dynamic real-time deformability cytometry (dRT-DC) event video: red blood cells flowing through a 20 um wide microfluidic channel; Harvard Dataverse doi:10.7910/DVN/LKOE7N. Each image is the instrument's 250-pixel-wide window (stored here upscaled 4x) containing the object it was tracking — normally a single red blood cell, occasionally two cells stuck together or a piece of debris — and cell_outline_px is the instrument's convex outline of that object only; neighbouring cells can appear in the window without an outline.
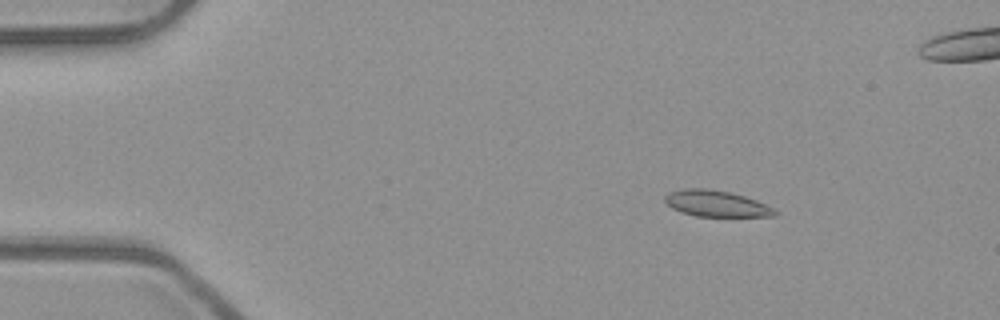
{"species": "common noctule bat (a hibernating species)", "species_latin": "Nyctalus noctula", "temperature_condition": "room temperature", "stored_images_in_passage": 5, "camera_frame_rate_fps": 3000, "um_per_image_px": 0.085, "animal": {"sex": "male", "body_mass_g": 23.1, "forearm_length_mm": 52.7}, "frame": {"image": 1, "passage_image": 2, "time_ms": 0.333, "image_size_px": [1000, 320], "cell_outline_px": [[776, 216], [696, 216], [680, 212], [672, 208], [664, 200], [664, 196], [668, 192], [684, 188], [708, 188], [732, 192], [756, 200], [776, 208]], "centroid_in_image_um": [60.87, 17.29], "position_along_channel_um": 24.1, "area_um2": 16.94}}